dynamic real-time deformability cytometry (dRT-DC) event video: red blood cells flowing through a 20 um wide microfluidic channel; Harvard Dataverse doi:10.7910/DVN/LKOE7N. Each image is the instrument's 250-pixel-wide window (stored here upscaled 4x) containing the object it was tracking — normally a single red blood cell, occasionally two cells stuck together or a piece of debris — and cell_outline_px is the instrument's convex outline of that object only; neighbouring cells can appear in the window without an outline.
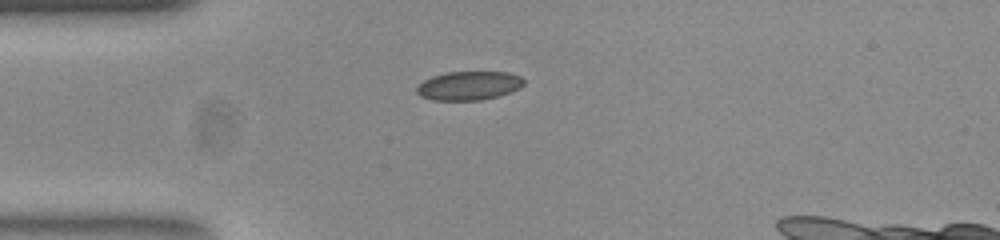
{"species": "common noctule bat (a hibernating species)", "species_latin": "Nyctalus noctula", "temperature_condition": "room temperature", "stored_images_in_passage": 38, "camera_frame_rate_fps": 3000, "um_per_image_px": 0.085, "animal": {"sex": "female", "body_mass_g": 23.0, "forearm_length_mm": 53.4}, "frame": {"image": 1, "passage_image": 1, "time_ms": 0.0, "image_size_px": [1000, 240], "cell_outline_px": [[524, 84], [520, 88], [512, 92], [480, 100], [432, 100], [420, 96], [416, 92], [416, 88], [424, 80], [432, 76], [448, 72], [508, 72], [520, 76], [524, 80]], "centroid_in_image_um": [39.86, 7.28], "position_along_channel_um": 45.1, "area_um2": 17.98}}
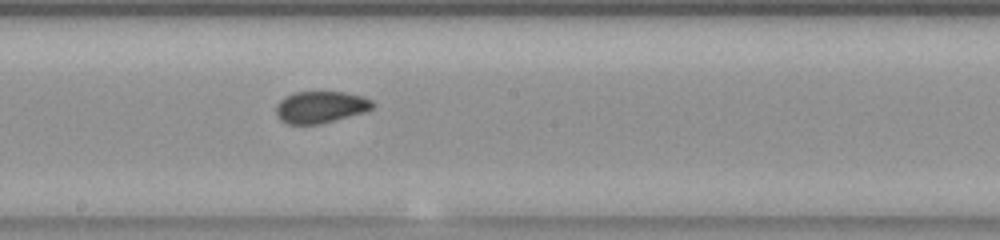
{"frame": {"image": 2, "passage_image": 16, "time_ms": 5.0, "image_size_px": [1000, 240], "cell_outline_px": [[376, 104], [372, 108], [364, 112], [320, 124], [288, 124], [280, 120], [276, 116], [276, 104], [284, 96], [296, 92], [344, 92], [364, 96], [372, 100]], "centroid_in_image_um": [27.24, 9.1], "position_along_channel_um": 221.0, "area_um2": 18.03}}
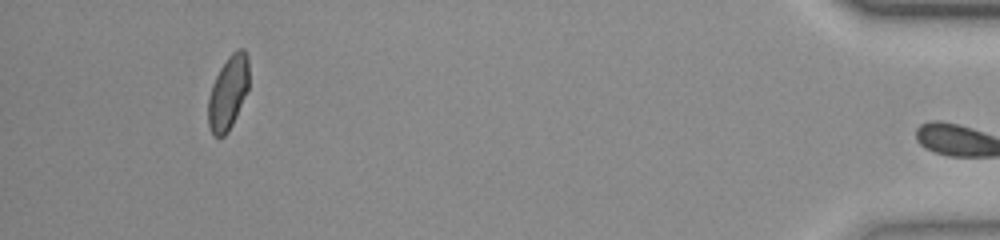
{"frame": {"image": 3, "passage_image": 37, "time_ms": 12.0, "image_size_px": [1000, 240], "cell_outline_px": [[248, 88], [232, 124], [228, 132], [224, 136], [216, 136], [212, 132], [208, 124], [208, 96], [212, 84], [220, 68], [228, 56], [236, 48], [244, 48], [248, 56]], "centroid_in_image_um": [19.38, 7.83], "position_along_channel_um": 415.8, "area_um2": 17.4}, "authors_computed_cell_mechanics": {"area_um2": 17.8602, "velocity_mm_per_s": 3.8353, "shape_relaxation_time_tau1_ms": null, "shape_relaxation_time_tau2_ms": 0.9759, "deformation_change_tau1": null, "deformation_change_tau2": 0.0382}}